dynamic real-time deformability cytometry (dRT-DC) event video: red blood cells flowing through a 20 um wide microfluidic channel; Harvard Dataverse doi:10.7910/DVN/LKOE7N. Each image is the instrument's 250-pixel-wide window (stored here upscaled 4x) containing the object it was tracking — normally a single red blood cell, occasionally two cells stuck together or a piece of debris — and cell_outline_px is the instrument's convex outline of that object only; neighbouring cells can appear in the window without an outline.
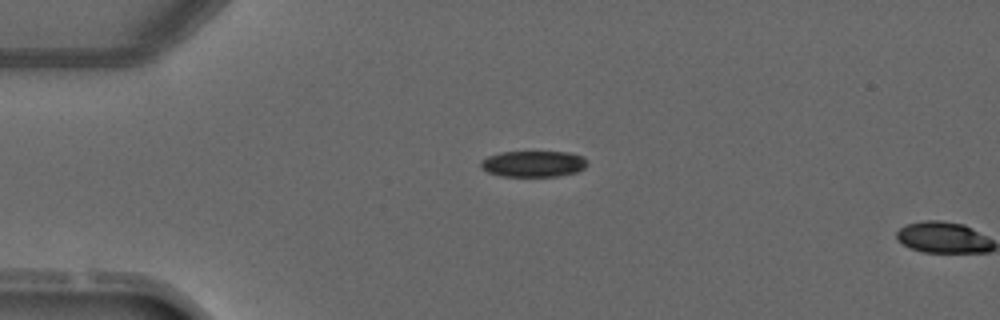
{"species": "common noctule bat (a hibernating species)", "species_latin": "Nyctalus noctula", "temperature_condition": "warm", "stored_images_in_passage": 3, "camera_frame_rate_fps": 3000, "um_per_image_px": 0.085, "animal": {"sex": "male", "forearm_length_mm": 52.5}, "frame": {"image": 1, "passage_image": 2, "time_ms": 1.333, "image_size_px": [1000, 320], "cell_outline_px": [[588, 164], [584, 168], [576, 172], [556, 176], [500, 176], [488, 172], [480, 168], [480, 160], [488, 156], [500, 152], [568, 152], [584, 156], [588, 160]], "centroid_in_image_um": [45.33, 13.92], "position_along_channel_um": 39.7, "area_um2": 16.36}}